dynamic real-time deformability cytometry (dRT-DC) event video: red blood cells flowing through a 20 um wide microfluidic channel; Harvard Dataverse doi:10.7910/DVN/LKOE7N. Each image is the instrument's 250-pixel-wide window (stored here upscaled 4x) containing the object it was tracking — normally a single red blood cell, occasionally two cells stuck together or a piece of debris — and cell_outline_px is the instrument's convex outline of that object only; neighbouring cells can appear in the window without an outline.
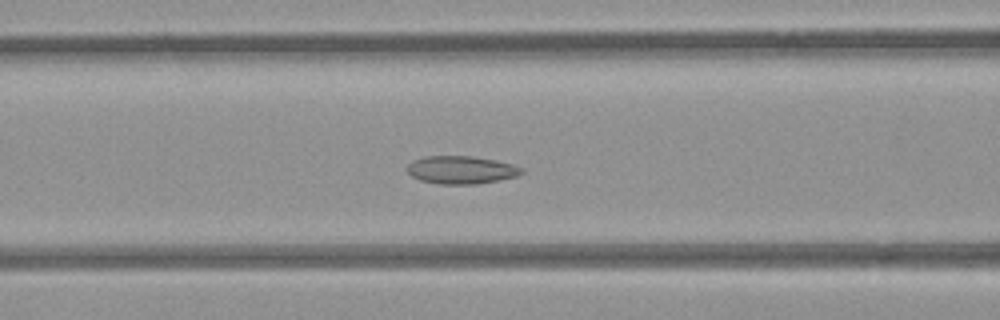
{"species": "common noctule bat (a hibernating species)", "species_latin": "Nyctalus noctula", "temperature_condition": "room temperature", "stored_images_in_passage": 55, "camera_frame_rate_fps": 3000, "um_per_image_px": 0.085, "animal": {"sex": "female", "body_mass_g": 21.9}, "frame": {"image": 1, "passage_image": 22, "time_ms": 7.0, "image_size_px": [1000, 320], "cell_outline_px": [[524, 172], [516, 176], [476, 184], [440, 184], [420, 180], [412, 176], [404, 168], [412, 160], [424, 156], [472, 156], [496, 160], [512, 164], [524, 168]], "centroid_in_image_um": [39.17, 14.43], "position_along_channel_um": 127.4, "area_um2": 18.67}}
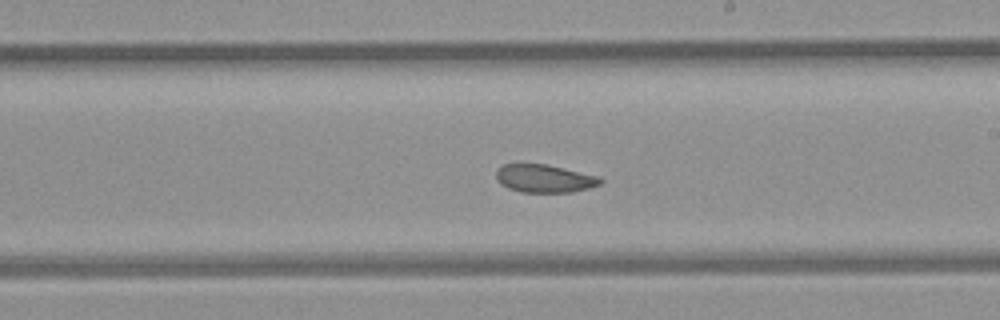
{"frame": {"image": 2, "passage_image": 31, "time_ms": 10.0, "image_size_px": [1000, 320], "cell_outline_px": [[604, 180], [600, 184], [588, 188], [572, 192], [520, 192], [508, 188], [500, 184], [496, 180], [496, 168], [504, 164], [548, 164], [600, 176]], "centroid_in_image_um": [46.27, 15.16], "position_along_channel_um": 242.7, "area_um2": 17.22}}
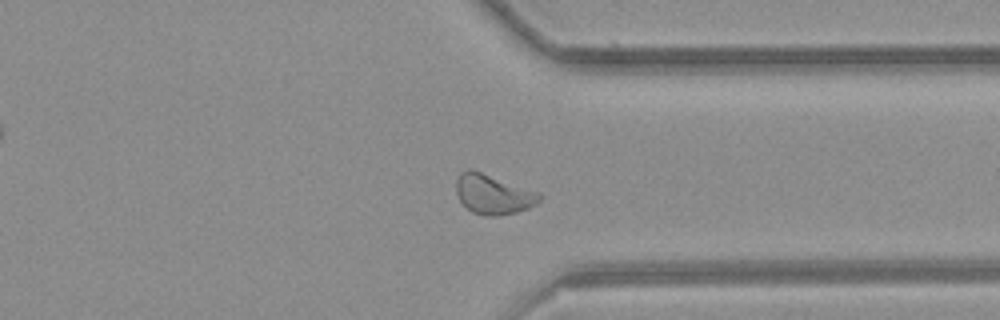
{"frame": {"image": 3, "passage_image": 41, "time_ms": 13.333, "image_size_px": [1000, 320], "cell_outline_px": [[544, 196], [536, 204], [528, 208], [516, 212], [496, 216], [484, 216], [472, 212], [460, 200], [456, 192], [456, 180], [460, 172], [468, 168], [472, 168], [540, 192]], "centroid_in_image_um": [41.93, 16.49], "position_along_channel_um": 369.5, "area_um2": 19.59}, "authors_computed_cell_mechanics": {"area_um2": 19.5942, "velocity_mm_per_s": 3.8445, "shape_relaxation_time_tau1_ms": 7.8301, "shape_relaxation_time_tau2_ms": 3.3728, "deformation_change_tau1": 0.1184, "deformation_change_tau2": 0.089}}